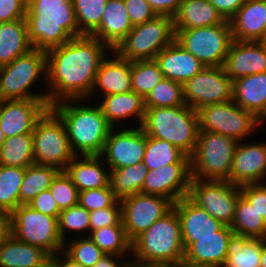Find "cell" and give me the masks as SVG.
Listing matches in <instances>:
<instances>
[{
  "instance_id": "1",
  "label": "cell",
  "mask_w": 266,
  "mask_h": 267,
  "mask_svg": "<svg viewBox=\"0 0 266 267\" xmlns=\"http://www.w3.org/2000/svg\"><path fill=\"white\" fill-rule=\"evenodd\" d=\"M112 50L99 39L83 35L47 51L48 103L87 99L101 62Z\"/></svg>"
},
{
  "instance_id": "2",
  "label": "cell",
  "mask_w": 266,
  "mask_h": 267,
  "mask_svg": "<svg viewBox=\"0 0 266 267\" xmlns=\"http://www.w3.org/2000/svg\"><path fill=\"white\" fill-rule=\"evenodd\" d=\"M83 102L86 99H66L52 104L50 108L64 123L75 156H100L112 127L97 101L92 105Z\"/></svg>"
},
{
  "instance_id": "3",
  "label": "cell",
  "mask_w": 266,
  "mask_h": 267,
  "mask_svg": "<svg viewBox=\"0 0 266 267\" xmlns=\"http://www.w3.org/2000/svg\"><path fill=\"white\" fill-rule=\"evenodd\" d=\"M26 21L32 47L46 52L83 36L72 0H28Z\"/></svg>"
},
{
  "instance_id": "4",
  "label": "cell",
  "mask_w": 266,
  "mask_h": 267,
  "mask_svg": "<svg viewBox=\"0 0 266 267\" xmlns=\"http://www.w3.org/2000/svg\"><path fill=\"white\" fill-rule=\"evenodd\" d=\"M184 256L180 221L174 208L131 242V260L137 263L178 267Z\"/></svg>"
},
{
  "instance_id": "5",
  "label": "cell",
  "mask_w": 266,
  "mask_h": 267,
  "mask_svg": "<svg viewBox=\"0 0 266 267\" xmlns=\"http://www.w3.org/2000/svg\"><path fill=\"white\" fill-rule=\"evenodd\" d=\"M147 136L172 143L191 157L199 133L197 111L191 107L145 108L140 126Z\"/></svg>"
},
{
  "instance_id": "6",
  "label": "cell",
  "mask_w": 266,
  "mask_h": 267,
  "mask_svg": "<svg viewBox=\"0 0 266 267\" xmlns=\"http://www.w3.org/2000/svg\"><path fill=\"white\" fill-rule=\"evenodd\" d=\"M43 82L47 89V52L31 49L17 57L13 62L0 67V101L39 99L48 101L47 90L35 93L37 81ZM39 92V93H37Z\"/></svg>"
},
{
  "instance_id": "7",
  "label": "cell",
  "mask_w": 266,
  "mask_h": 267,
  "mask_svg": "<svg viewBox=\"0 0 266 267\" xmlns=\"http://www.w3.org/2000/svg\"><path fill=\"white\" fill-rule=\"evenodd\" d=\"M238 141L222 134L199 131L190 157L191 177L202 180L229 181Z\"/></svg>"
},
{
  "instance_id": "8",
  "label": "cell",
  "mask_w": 266,
  "mask_h": 267,
  "mask_svg": "<svg viewBox=\"0 0 266 267\" xmlns=\"http://www.w3.org/2000/svg\"><path fill=\"white\" fill-rule=\"evenodd\" d=\"M173 17L156 15L153 19L134 26L113 50L119 57L133 61L151 60L175 41Z\"/></svg>"
},
{
  "instance_id": "9",
  "label": "cell",
  "mask_w": 266,
  "mask_h": 267,
  "mask_svg": "<svg viewBox=\"0 0 266 267\" xmlns=\"http://www.w3.org/2000/svg\"><path fill=\"white\" fill-rule=\"evenodd\" d=\"M32 134L35 164L65 170L75 155L64 123L51 108L38 120Z\"/></svg>"
},
{
  "instance_id": "10",
  "label": "cell",
  "mask_w": 266,
  "mask_h": 267,
  "mask_svg": "<svg viewBox=\"0 0 266 267\" xmlns=\"http://www.w3.org/2000/svg\"><path fill=\"white\" fill-rule=\"evenodd\" d=\"M177 41L205 67L223 66L233 41L228 20L209 27L175 29Z\"/></svg>"
},
{
  "instance_id": "11",
  "label": "cell",
  "mask_w": 266,
  "mask_h": 267,
  "mask_svg": "<svg viewBox=\"0 0 266 267\" xmlns=\"http://www.w3.org/2000/svg\"><path fill=\"white\" fill-rule=\"evenodd\" d=\"M12 235L23 242L40 247L51 257L63 250L58 231V217H52L19 205L11 214Z\"/></svg>"
},
{
  "instance_id": "12",
  "label": "cell",
  "mask_w": 266,
  "mask_h": 267,
  "mask_svg": "<svg viewBox=\"0 0 266 267\" xmlns=\"http://www.w3.org/2000/svg\"><path fill=\"white\" fill-rule=\"evenodd\" d=\"M199 131H209L245 141L262 122L232 100L204 106L197 110Z\"/></svg>"
},
{
  "instance_id": "13",
  "label": "cell",
  "mask_w": 266,
  "mask_h": 267,
  "mask_svg": "<svg viewBox=\"0 0 266 267\" xmlns=\"http://www.w3.org/2000/svg\"><path fill=\"white\" fill-rule=\"evenodd\" d=\"M240 195V186L229 181L191 178L187 197L214 219L231 226Z\"/></svg>"
},
{
  "instance_id": "14",
  "label": "cell",
  "mask_w": 266,
  "mask_h": 267,
  "mask_svg": "<svg viewBox=\"0 0 266 267\" xmlns=\"http://www.w3.org/2000/svg\"><path fill=\"white\" fill-rule=\"evenodd\" d=\"M233 81L223 68L205 67L183 84L185 104L194 110L232 100Z\"/></svg>"
},
{
  "instance_id": "15",
  "label": "cell",
  "mask_w": 266,
  "mask_h": 267,
  "mask_svg": "<svg viewBox=\"0 0 266 267\" xmlns=\"http://www.w3.org/2000/svg\"><path fill=\"white\" fill-rule=\"evenodd\" d=\"M120 203L122 223L131 242L168 214L174 206L166 197L143 193L126 197Z\"/></svg>"
},
{
  "instance_id": "16",
  "label": "cell",
  "mask_w": 266,
  "mask_h": 267,
  "mask_svg": "<svg viewBox=\"0 0 266 267\" xmlns=\"http://www.w3.org/2000/svg\"><path fill=\"white\" fill-rule=\"evenodd\" d=\"M134 127V128H132ZM146 134L134 124L124 128H112L100 157L109 169H118L143 163Z\"/></svg>"
},
{
  "instance_id": "17",
  "label": "cell",
  "mask_w": 266,
  "mask_h": 267,
  "mask_svg": "<svg viewBox=\"0 0 266 267\" xmlns=\"http://www.w3.org/2000/svg\"><path fill=\"white\" fill-rule=\"evenodd\" d=\"M50 108L39 99L0 101V128L5 138L32 134L36 123Z\"/></svg>"
},
{
  "instance_id": "18",
  "label": "cell",
  "mask_w": 266,
  "mask_h": 267,
  "mask_svg": "<svg viewBox=\"0 0 266 267\" xmlns=\"http://www.w3.org/2000/svg\"><path fill=\"white\" fill-rule=\"evenodd\" d=\"M191 178L190 163H175L148 170L141 193L166 197L175 203L188 196Z\"/></svg>"
},
{
  "instance_id": "19",
  "label": "cell",
  "mask_w": 266,
  "mask_h": 267,
  "mask_svg": "<svg viewBox=\"0 0 266 267\" xmlns=\"http://www.w3.org/2000/svg\"><path fill=\"white\" fill-rule=\"evenodd\" d=\"M265 141L238 142L229 176L230 183L242 186L266 182Z\"/></svg>"
},
{
  "instance_id": "20",
  "label": "cell",
  "mask_w": 266,
  "mask_h": 267,
  "mask_svg": "<svg viewBox=\"0 0 266 267\" xmlns=\"http://www.w3.org/2000/svg\"><path fill=\"white\" fill-rule=\"evenodd\" d=\"M223 68L232 81L266 72V47L260 41L233 40Z\"/></svg>"
},
{
  "instance_id": "21",
  "label": "cell",
  "mask_w": 266,
  "mask_h": 267,
  "mask_svg": "<svg viewBox=\"0 0 266 267\" xmlns=\"http://www.w3.org/2000/svg\"><path fill=\"white\" fill-rule=\"evenodd\" d=\"M180 221L185 251L195 242V238L214 236L225 224L214 219L206 210L198 207L188 197L174 203Z\"/></svg>"
},
{
  "instance_id": "22",
  "label": "cell",
  "mask_w": 266,
  "mask_h": 267,
  "mask_svg": "<svg viewBox=\"0 0 266 267\" xmlns=\"http://www.w3.org/2000/svg\"><path fill=\"white\" fill-rule=\"evenodd\" d=\"M132 91L131 61L119 57L113 50L101 62L96 74V81L90 96L98 99L111 94H121ZM101 92V93H100ZM97 95H96V94Z\"/></svg>"
},
{
  "instance_id": "23",
  "label": "cell",
  "mask_w": 266,
  "mask_h": 267,
  "mask_svg": "<svg viewBox=\"0 0 266 267\" xmlns=\"http://www.w3.org/2000/svg\"><path fill=\"white\" fill-rule=\"evenodd\" d=\"M233 234L230 226L224 225L217 231V235L195 238V242L185 251L183 264L192 267H223Z\"/></svg>"
},
{
  "instance_id": "24",
  "label": "cell",
  "mask_w": 266,
  "mask_h": 267,
  "mask_svg": "<svg viewBox=\"0 0 266 267\" xmlns=\"http://www.w3.org/2000/svg\"><path fill=\"white\" fill-rule=\"evenodd\" d=\"M96 104L112 128H119L120 126L124 128L126 121H131L127 123L128 125L136 123V127H140L143 122L145 115L144 98L134 91L102 96ZM132 118L136 122H132L134 121Z\"/></svg>"
},
{
  "instance_id": "25",
  "label": "cell",
  "mask_w": 266,
  "mask_h": 267,
  "mask_svg": "<svg viewBox=\"0 0 266 267\" xmlns=\"http://www.w3.org/2000/svg\"><path fill=\"white\" fill-rule=\"evenodd\" d=\"M164 78L184 84L205 66L177 41L163 48L154 59Z\"/></svg>"
},
{
  "instance_id": "26",
  "label": "cell",
  "mask_w": 266,
  "mask_h": 267,
  "mask_svg": "<svg viewBox=\"0 0 266 267\" xmlns=\"http://www.w3.org/2000/svg\"><path fill=\"white\" fill-rule=\"evenodd\" d=\"M229 23L233 40L261 41L266 33V0L245 1Z\"/></svg>"
},
{
  "instance_id": "27",
  "label": "cell",
  "mask_w": 266,
  "mask_h": 267,
  "mask_svg": "<svg viewBox=\"0 0 266 267\" xmlns=\"http://www.w3.org/2000/svg\"><path fill=\"white\" fill-rule=\"evenodd\" d=\"M232 101L266 123V72L233 81Z\"/></svg>"
},
{
  "instance_id": "28",
  "label": "cell",
  "mask_w": 266,
  "mask_h": 267,
  "mask_svg": "<svg viewBox=\"0 0 266 267\" xmlns=\"http://www.w3.org/2000/svg\"><path fill=\"white\" fill-rule=\"evenodd\" d=\"M132 28L124 0H108L99 28L91 36L114 50Z\"/></svg>"
},
{
  "instance_id": "29",
  "label": "cell",
  "mask_w": 266,
  "mask_h": 267,
  "mask_svg": "<svg viewBox=\"0 0 266 267\" xmlns=\"http://www.w3.org/2000/svg\"><path fill=\"white\" fill-rule=\"evenodd\" d=\"M65 171L79 192L109 185L110 169L100 156H75Z\"/></svg>"
},
{
  "instance_id": "30",
  "label": "cell",
  "mask_w": 266,
  "mask_h": 267,
  "mask_svg": "<svg viewBox=\"0 0 266 267\" xmlns=\"http://www.w3.org/2000/svg\"><path fill=\"white\" fill-rule=\"evenodd\" d=\"M225 21L209 0H182L173 16L174 29L209 27Z\"/></svg>"
},
{
  "instance_id": "31",
  "label": "cell",
  "mask_w": 266,
  "mask_h": 267,
  "mask_svg": "<svg viewBox=\"0 0 266 267\" xmlns=\"http://www.w3.org/2000/svg\"><path fill=\"white\" fill-rule=\"evenodd\" d=\"M51 256L43 249L11 235L0 246V267H45Z\"/></svg>"
},
{
  "instance_id": "32",
  "label": "cell",
  "mask_w": 266,
  "mask_h": 267,
  "mask_svg": "<svg viewBox=\"0 0 266 267\" xmlns=\"http://www.w3.org/2000/svg\"><path fill=\"white\" fill-rule=\"evenodd\" d=\"M33 49L26 19L0 23V67Z\"/></svg>"
},
{
  "instance_id": "33",
  "label": "cell",
  "mask_w": 266,
  "mask_h": 267,
  "mask_svg": "<svg viewBox=\"0 0 266 267\" xmlns=\"http://www.w3.org/2000/svg\"><path fill=\"white\" fill-rule=\"evenodd\" d=\"M262 239L233 234L223 267H260Z\"/></svg>"
},
{
  "instance_id": "34",
  "label": "cell",
  "mask_w": 266,
  "mask_h": 267,
  "mask_svg": "<svg viewBox=\"0 0 266 267\" xmlns=\"http://www.w3.org/2000/svg\"><path fill=\"white\" fill-rule=\"evenodd\" d=\"M148 169L143 163L110 169L109 186L118 200L141 193Z\"/></svg>"
},
{
  "instance_id": "35",
  "label": "cell",
  "mask_w": 266,
  "mask_h": 267,
  "mask_svg": "<svg viewBox=\"0 0 266 267\" xmlns=\"http://www.w3.org/2000/svg\"><path fill=\"white\" fill-rule=\"evenodd\" d=\"M230 228L237 235L266 239V220L242 195L236 202L235 216Z\"/></svg>"
},
{
  "instance_id": "36",
  "label": "cell",
  "mask_w": 266,
  "mask_h": 267,
  "mask_svg": "<svg viewBox=\"0 0 266 267\" xmlns=\"http://www.w3.org/2000/svg\"><path fill=\"white\" fill-rule=\"evenodd\" d=\"M175 163H190V157L172 143L146 135L143 164L148 170Z\"/></svg>"
},
{
  "instance_id": "37",
  "label": "cell",
  "mask_w": 266,
  "mask_h": 267,
  "mask_svg": "<svg viewBox=\"0 0 266 267\" xmlns=\"http://www.w3.org/2000/svg\"><path fill=\"white\" fill-rule=\"evenodd\" d=\"M60 171L54 166L34 164L26 167L19 193V205H28L39 193L49 189Z\"/></svg>"
},
{
  "instance_id": "38",
  "label": "cell",
  "mask_w": 266,
  "mask_h": 267,
  "mask_svg": "<svg viewBox=\"0 0 266 267\" xmlns=\"http://www.w3.org/2000/svg\"><path fill=\"white\" fill-rule=\"evenodd\" d=\"M33 134L9 137L0 148V165L26 168L34 165Z\"/></svg>"
},
{
  "instance_id": "39",
  "label": "cell",
  "mask_w": 266,
  "mask_h": 267,
  "mask_svg": "<svg viewBox=\"0 0 266 267\" xmlns=\"http://www.w3.org/2000/svg\"><path fill=\"white\" fill-rule=\"evenodd\" d=\"M88 237L104 254L128 256L131 259V241L126 235L122 220L117 225L95 229Z\"/></svg>"
},
{
  "instance_id": "40",
  "label": "cell",
  "mask_w": 266,
  "mask_h": 267,
  "mask_svg": "<svg viewBox=\"0 0 266 267\" xmlns=\"http://www.w3.org/2000/svg\"><path fill=\"white\" fill-rule=\"evenodd\" d=\"M25 168L0 165V210L12 213L19 206Z\"/></svg>"
},
{
  "instance_id": "41",
  "label": "cell",
  "mask_w": 266,
  "mask_h": 267,
  "mask_svg": "<svg viewBox=\"0 0 266 267\" xmlns=\"http://www.w3.org/2000/svg\"><path fill=\"white\" fill-rule=\"evenodd\" d=\"M164 76L154 59L131 62L132 91L145 98Z\"/></svg>"
},
{
  "instance_id": "42",
  "label": "cell",
  "mask_w": 266,
  "mask_h": 267,
  "mask_svg": "<svg viewBox=\"0 0 266 267\" xmlns=\"http://www.w3.org/2000/svg\"><path fill=\"white\" fill-rule=\"evenodd\" d=\"M108 0H72L76 22L82 35L91 36L102 20Z\"/></svg>"
},
{
  "instance_id": "43",
  "label": "cell",
  "mask_w": 266,
  "mask_h": 267,
  "mask_svg": "<svg viewBox=\"0 0 266 267\" xmlns=\"http://www.w3.org/2000/svg\"><path fill=\"white\" fill-rule=\"evenodd\" d=\"M145 108L184 106L183 84L164 78L144 98Z\"/></svg>"
},
{
  "instance_id": "44",
  "label": "cell",
  "mask_w": 266,
  "mask_h": 267,
  "mask_svg": "<svg viewBox=\"0 0 266 267\" xmlns=\"http://www.w3.org/2000/svg\"><path fill=\"white\" fill-rule=\"evenodd\" d=\"M90 212L79 204L61 210L58 217V231L63 242L69 238L68 234L76 237L89 236L90 234ZM72 232V233H71Z\"/></svg>"
},
{
  "instance_id": "45",
  "label": "cell",
  "mask_w": 266,
  "mask_h": 267,
  "mask_svg": "<svg viewBox=\"0 0 266 267\" xmlns=\"http://www.w3.org/2000/svg\"><path fill=\"white\" fill-rule=\"evenodd\" d=\"M70 237L64 242L63 251L85 267H93L104 255L102 250L88 237Z\"/></svg>"
},
{
  "instance_id": "46",
  "label": "cell",
  "mask_w": 266,
  "mask_h": 267,
  "mask_svg": "<svg viewBox=\"0 0 266 267\" xmlns=\"http://www.w3.org/2000/svg\"><path fill=\"white\" fill-rule=\"evenodd\" d=\"M49 190L60 210L78 205L79 191L65 170L56 175Z\"/></svg>"
},
{
  "instance_id": "47",
  "label": "cell",
  "mask_w": 266,
  "mask_h": 267,
  "mask_svg": "<svg viewBox=\"0 0 266 267\" xmlns=\"http://www.w3.org/2000/svg\"><path fill=\"white\" fill-rule=\"evenodd\" d=\"M118 199L110 189L105 186L79 192L78 204L89 212L113 206Z\"/></svg>"
},
{
  "instance_id": "48",
  "label": "cell",
  "mask_w": 266,
  "mask_h": 267,
  "mask_svg": "<svg viewBox=\"0 0 266 267\" xmlns=\"http://www.w3.org/2000/svg\"><path fill=\"white\" fill-rule=\"evenodd\" d=\"M90 232L105 226L117 225L121 219V203L118 200L113 206L90 212Z\"/></svg>"
},
{
  "instance_id": "49",
  "label": "cell",
  "mask_w": 266,
  "mask_h": 267,
  "mask_svg": "<svg viewBox=\"0 0 266 267\" xmlns=\"http://www.w3.org/2000/svg\"><path fill=\"white\" fill-rule=\"evenodd\" d=\"M241 195L266 220V183L245 184L240 186Z\"/></svg>"
},
{
  "instance_id": "50",
  "label": "cell",
  "mask_w": 266,
  "mask_h": 267,
  "mask_svg": "<svg viewBox=\"0 0 266 267\" xmlns=\"http://www.w3.org/2000/svg\"><path fill=\"white\" fill-rule=\"evenodd\" d=\"M124 2L133 27L141 25L157 15L147 0H124Z\"/></svg>"
},
{
  "instance_id": "51",
  "label": "cell",
  "mask_w": 266,
  "mask_h": 267,
  "mask_svg": "<svg viewBox=\"0 0 266 267\" xmlns=\"http://www.w3.org/2000/svg\"><path fill=\"white\" fill-rule=\"evenodd\" d=\"M28 0H0V23L26 19Z\"/></svg>"
},
{
  "instance_id": "52",
  "label": "cell",
  "mask_w": 266,
  "mask_h": 267,
  "mask_svg": "<svg viewBox=\"0 0 266 267\" xmlns=\"http://www.w3.org/2000/svg\"><path fill=\"white\" fill-rule=\"evenodd\" d=\"M28 205L32 209L52 217H59L61 212L49 189L39 193Z\"/></svg>"
},
{
  "instance_id": "53",
  "label": "cell",
  "mask_w": 266,
  "mask_h": 267,
  "mask_svg": "<svg viewBox=\"0 0 266 267\" xmlns=\"http://www.w3.org/2000/svg\"><path fill=\"white\" fill-rule=\"evenodd\" d=\"M225 20H230L245 0H209Z\"/></svg>"
},
{
  "instance_id": "54",
  "label": "cell",
  "mask_w": 266,
  "mask_h": 267,
  "mask_svg": "<svg viewBox=\"0 0 266 267\" xmlns=\"http://www.w3.org/2000/svg\"><path fill=\"white\" fill-rule=\"evenodd\" d=\"M157 15L173 17L182 0H147Z\"/></svg>"
},
{
  "instance_id": "55",
  "label": "cell",
  "mask_w": 266,
  "mask_h": 267,
  "mask_svg": "<svg viewBox=\"0 0 266 267\" xmlns=\"http://www.w3.org/2000/svg\"><path fill=\"white\" fill-rule=\"evenodd\" d=\"M129 260L126 256L104 254L93 267H125Z\"/></svg>"
},
{
  "instance_id": "56",
  "label": "cell",
  "mask_w": 266,
  "mask_h": 267,
  "mask_svg": "<svg viewBox=\"0 0 266 267\" xmlns=\"http://www.w3.org/2000/svg\"><path fill=\"white\" fill-rule=\"evenodd\" d=\"M12 235L11 215L0 210V246Z\"/></svg>"
},
{
  "instance_id": "57",
  "label": "cell",
  "mask_w": 266,
  "mask_h": 267,
  "mask_svg": "<svg viewBox=\"0 0 266 267\" xmlns=\"http://www.w3.org/2000/svg\"><path fill=\"white\" fill-rule=\"evenodd\" d=\"M51 261L56 267H85L84 265L71 259L63 250L51 257Z\"/></svg>"
},
{
  "instance_id": "58",
  "label": "cell",
  "mask_w": 266,
  "mask_h": 267,
  "mask_svg": "<svg viewBox=\"0 0 266 267\" xmlns=\"http://www.w3.org/2000/svg\"><path fill=\"white\" fill-rule=\"evenodd\" d=\"M125 267H163V266L150 265V264H141V263H137V262H135V261L130 259Z\"/></svg>"
},
{
  "instance_id": "59",
  "label": "cell",
  "mask_w": 266,
  "mask_h": 267,
  "mask_svg": "<svg viewBox=\"0 0 266 267\" xmlns=\"http://www.w3.org/2000/svg\"><path fill=\"white\" fill-rule=\"evenodd\" d=\"M260 267H266V239H262V253Z\"/></svg>"
},
{
  "instance_id": "60",
  "label": "cell",
  "mask_w": 266,
  "mask_h": 267,
  "mask_svg": "<svg viewBox=\"0 0 266 267\" xmlns=\"http://www.w3.org/2000/svg\"><path fill=\"white\" fill-rule=\"evenodd\" d=\"M5 140H6V138L4 136V133L0 128V148H1L2 144L5 142Z\"/></svg>"
},
{
  "instance_id": "61",
  "label": "cell",
  "mask_w": 266,
  "mask_h": 267,
  "mask_svg": "<svg viewBox=\"0 0 266 267\" xmlns=\"http://www.w3.org/2000/svg\"><path fill=\"white\" fill-rule=\"evenodd\" d=\"M260 42L266 47V33Z\"/></svg>"
},
{
  "instance_id": "62",
  "label": "cell",
  "mask_w": 266,
  "mask_h": 267,
  "mask_svg": "<svg viewBox=\"0 0 266 267\" xmlns=\"http://www.w3.org/2000/svg\"><path fill=\"white\" fill-rule=\"evenodd\" d=\"M45 267H56V265L50 261Z\"/></svg>"
},
{
  "instance_id": "63",
  "label": "cell",
  "mask_w": 266,
  "mask_h": 267,
  "mask_svg": "<svg viewBox=\"0 0 266 267\" xmlns=\"http://www.w3.org/2000/svg\"><path fill=\"white\" fill-rule=\"evenodd\" d=\"M178 267H192V266H188V265H186V264H181V265L178 266Z\"/></svg>"
}]
</instances>
